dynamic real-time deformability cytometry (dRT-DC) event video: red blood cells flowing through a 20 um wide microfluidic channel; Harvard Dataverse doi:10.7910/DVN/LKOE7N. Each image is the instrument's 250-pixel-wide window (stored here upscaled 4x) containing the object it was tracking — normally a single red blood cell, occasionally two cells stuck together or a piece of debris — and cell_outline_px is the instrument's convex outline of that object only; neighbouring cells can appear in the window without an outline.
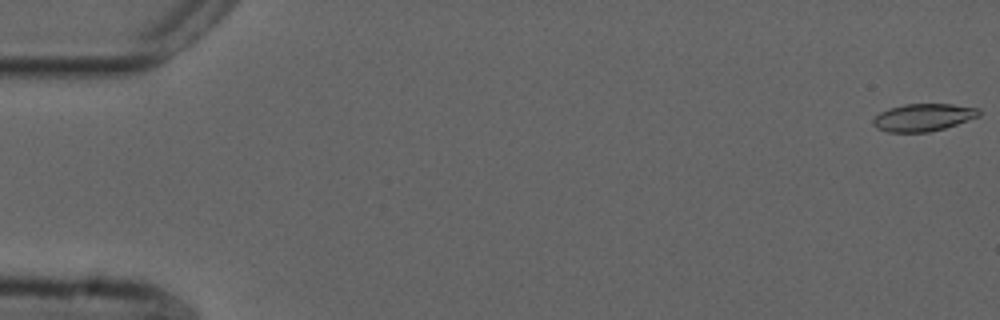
{"species": "common noctule bat (a hibernating species)", "species_latin": "Nyctalus noctula", "temperature_condition": "cold", "stored_images_in_passage": 7, "camera_frame_rate_fps": 3000, "um_per_image_px": 0.085, "animal": {"sex": "male", "forearm_length_mm": 52.5}, "frame": {"image": 1, "passage_image": 1, "time_ms": 0.0, "image_size_px": [1000, 320], "cell_outline_px": [[980, 116], [944, 128], [928, 132], [888, 132], [876, 128], [872, 124], [872, 120], [880, 112], [888, 108], [904, 104], [952, 104], [980, 108]], "centroid_in_image_um": [78.46, 9.97], "position_along_channel_um": 6.5, "area_um2": 16.99}}